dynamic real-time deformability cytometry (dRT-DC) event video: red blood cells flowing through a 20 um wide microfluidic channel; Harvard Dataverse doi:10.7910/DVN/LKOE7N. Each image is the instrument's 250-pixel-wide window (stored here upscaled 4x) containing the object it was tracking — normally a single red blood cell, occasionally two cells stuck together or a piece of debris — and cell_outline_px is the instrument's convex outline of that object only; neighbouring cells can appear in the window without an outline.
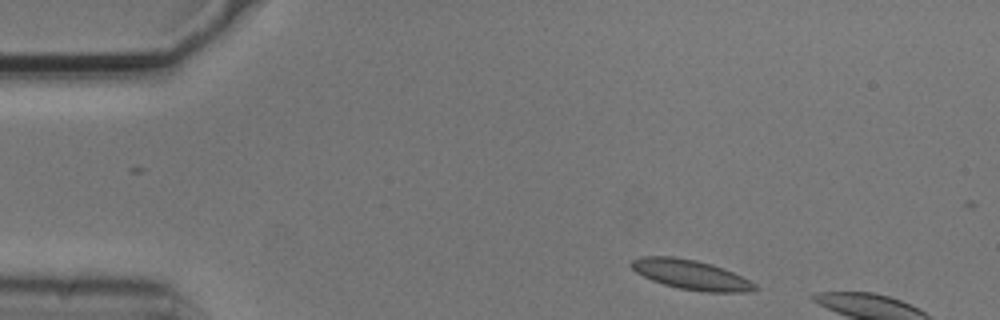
{"species": "common noctule bat (a hibernating species)", "species_latin": "Nyctalus noctula", "temperature_condition": "cold", "stored_images_in_passage": 3, "camera_frame_rate_fps": 3000, "um_per_image_px": 0.085, "animal": {"sex": "male", "body_mass_g": 20.5, "forearm_length_mm": 52.5}, "frame": {"image": 1, "passage_image": 1, "time_ms": 0.0, "image_size_px": [1000, 320], "cell_outline_px": [[760, 288], [748, 292], [708, 292], [680, 288], [664, 284], [652, 280], [636, 272], [628, 264], [632, 260], [640, 256], [676, 256], [696, 260], [712, 264], [732, 272], [756, 284]], "centroid_in_image_um": [58.71, 23.33], "position_along_channel_um": 26.3, "area_um2": 21.27}}